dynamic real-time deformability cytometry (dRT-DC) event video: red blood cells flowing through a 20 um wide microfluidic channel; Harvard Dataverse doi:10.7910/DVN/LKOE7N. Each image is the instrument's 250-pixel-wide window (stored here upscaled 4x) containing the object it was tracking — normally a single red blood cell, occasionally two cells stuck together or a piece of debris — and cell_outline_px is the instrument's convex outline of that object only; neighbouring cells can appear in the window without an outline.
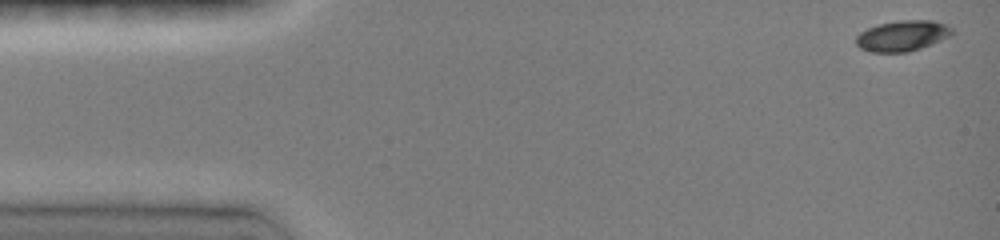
{"species": "common noctule bat (a hibernating species)", "species_latin": "Nyctalus noctula", "temperature_condition": "room temperature", "stored_images_in_passage": 9, "camera_frame_rate_fps": 3000, "um_per_image_px": 0.085, "animal": {"sex": "female", "body_mass_g": 19.0, "forearm_length_mm": 51.5}, "frame": {"image": 1, "passage_image": 1, "time_ms": 0.0, "image_size_px": [1000, 240], "cell_outline_px": [[956, 32], [940, 40], [920, 48], [908, 52], [868, 52], [860, 48], [856, 44], [856, 36], [860, 32], [868, 28], [880, 24], [900, 20], [932, 20], [944, 24], [952, 28]], "centroid_in_image_um": [76.69, 3.04], "position_along_channel_um": 8.3, "area_um2": 17.05}}
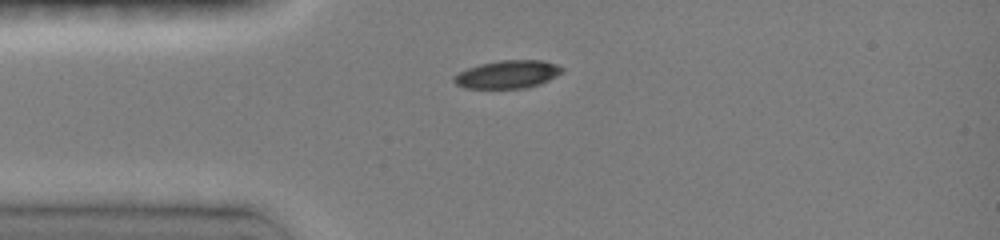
{"frame": {"image": 2, "passage_image": 7, "time_ms": 3.333, "image_size_px": [1000, 240], "cell_outline_px": [[564, 72], [540, 84], [524, 88], [464, 88], [456, 84], [452, 80], [452, 76], [468, 68], [480, 64], [500, 60], [544, 60], [556, 64], [564, 68]], "centroid_in_image_um": [43.15, 6.32], "position_along_channel_um": 41.8, "area_um2": 17.69}}